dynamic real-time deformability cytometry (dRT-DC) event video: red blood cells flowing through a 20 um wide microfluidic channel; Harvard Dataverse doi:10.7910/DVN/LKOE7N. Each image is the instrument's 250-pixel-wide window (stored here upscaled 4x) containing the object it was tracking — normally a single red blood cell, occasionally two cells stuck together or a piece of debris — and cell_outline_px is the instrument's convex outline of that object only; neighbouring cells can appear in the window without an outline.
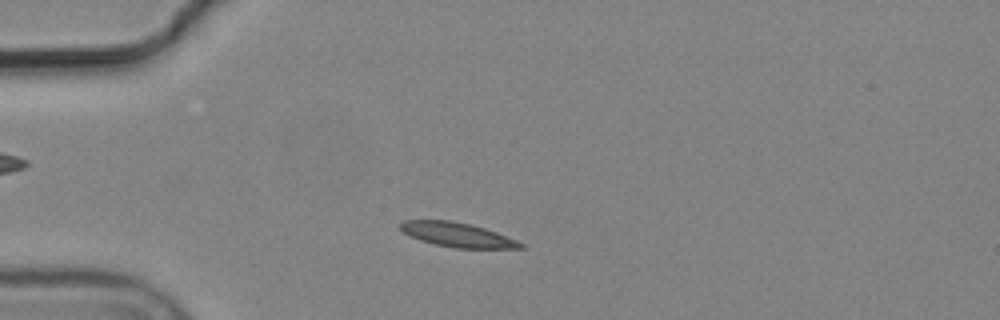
{"species": "common noctule bat (a hibernating species)", "species_latin": "Nyctalus noctula", "temperature_condition": "cold", "stored_images_in_passage": 5, "camera_frame_rate_fps": 3000, "um_per_image_px": 0.085, "animal": {"sex": "male", "body_mass_g": 19.2, "forearm_length_mm": 51.8}, "frame": {"image": 1, "passage_image": 3, "time_ms": 0.667, "image_size_px": [1000, 320], "cell_outline_px": [[524, 248], [456, 248], [436, 244], [420, 240], [404, 232], [400, 228], [400, 224], [404, 220], [452, 220], [472, 224], [496, 232], [516, 240], [524, 244]], "centroid_in_image_um": [38.88, 19.94], "position_along_channel_um": 46.1, "area_um2": 16.88}}
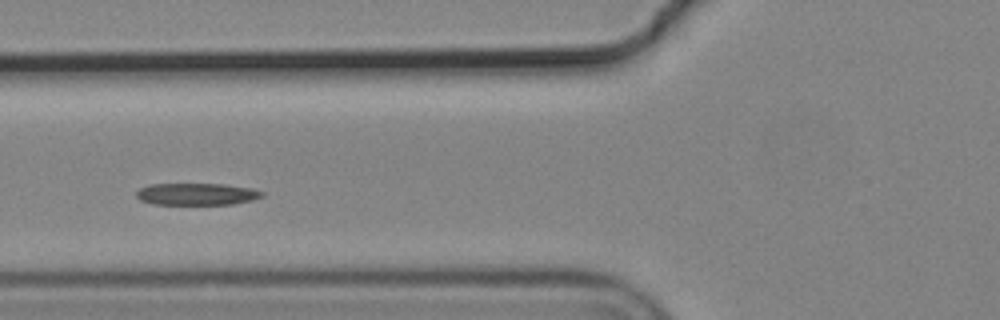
{"frame": {"image": 2, "passage_image": 5, "time_ms": 1.333, "image_size_px": [1000, 320], "cell_outline_px": [[264, 196], [252, 200], [232, 204], [152, 204], [140, 200], [136, 196], [136, 192], [140, 188], [152, 184], [224, 184], [252, 188], [264, 192]], "centroid_in_image_um": [16.73, 16.5], "position_along_channel_um": 109.1, "area_um2": 16.07}}